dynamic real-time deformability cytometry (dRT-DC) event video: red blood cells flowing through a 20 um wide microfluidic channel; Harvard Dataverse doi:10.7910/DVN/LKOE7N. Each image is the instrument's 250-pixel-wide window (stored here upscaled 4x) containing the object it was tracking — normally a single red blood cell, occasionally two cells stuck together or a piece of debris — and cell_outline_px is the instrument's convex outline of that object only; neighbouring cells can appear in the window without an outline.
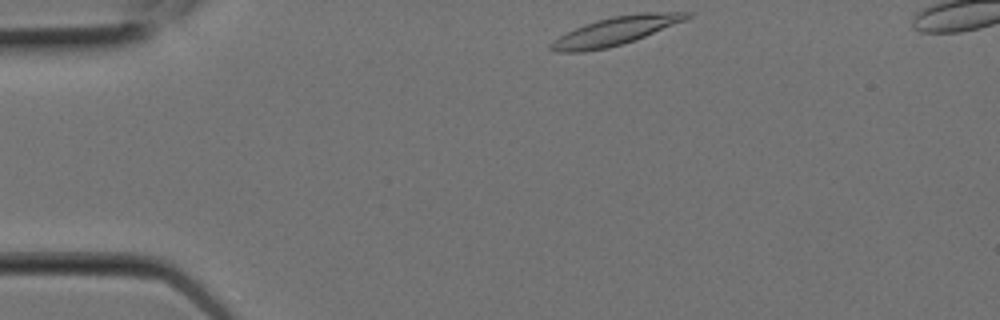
{"species": "Egyptian fruit bat (a non-hibernating species)", "species_latin": "Rousettus aegyptiacus", "temperature_condition": "room temperature", "stored_images_in_passage": 4, "camera_frame_rate_fps": 3000, "um_per_image_px": 0.085, "animal": {"sex": "female"}, "frame": {"image": 1, "passage_image": 1, "time_ms": 0.0, "image_size_px": [1000, 320], "cell_outline_px": [[692, 16], [684, 20], [636, 40], [624, 44], [608, 48], [584, 52], [556, 52], [548, 48], [548, 44], [560, 36], [584, 24], [612, 16], [644, 12], [692, 12]], "centroid_in_image_um": [52.3, 2.64], "position_along_channel_um": 32.7, "area_um2": 22.37}}